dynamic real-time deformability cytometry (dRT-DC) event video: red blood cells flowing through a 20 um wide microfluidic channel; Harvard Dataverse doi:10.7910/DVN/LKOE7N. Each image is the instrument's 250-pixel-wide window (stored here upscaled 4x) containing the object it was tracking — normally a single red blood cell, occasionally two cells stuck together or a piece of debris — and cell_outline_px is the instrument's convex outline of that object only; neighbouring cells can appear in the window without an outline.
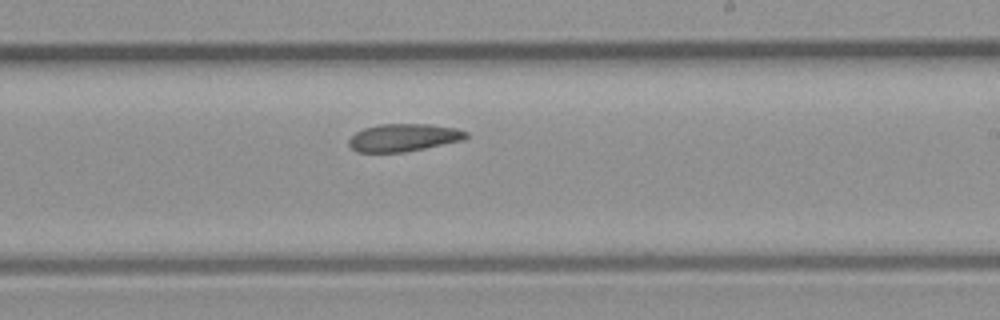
{"species": "common noctule bat (a hibernating species)", "species_latin": "Nyctalus noctula", "temperature_condition": "room temperature", "stored_images_in_passage": 19, "camera_frame_rate_fps": 3000, "um_per_image_px": 0.085, "animal": {"sex": "male", "body_mass_g": 23.1, "forearm_length_mm": 52.7}, "frame": {"image": 1, "passage_image": 14, "time_ms": 4.333, "image_size_px": [1000, 320], "cell_outline_px": [[468, 136], [464, 140], [404, 152], [356, 152], [348, 144], [348, 140], [356, 132], [364, 128], [380, 124], [428, 124], [456, 128], [468, 132]], "centroid_in_image_um": [34.31, 11.69], "position_along_channel_um": 254.7, "area_um2": 18.84}}
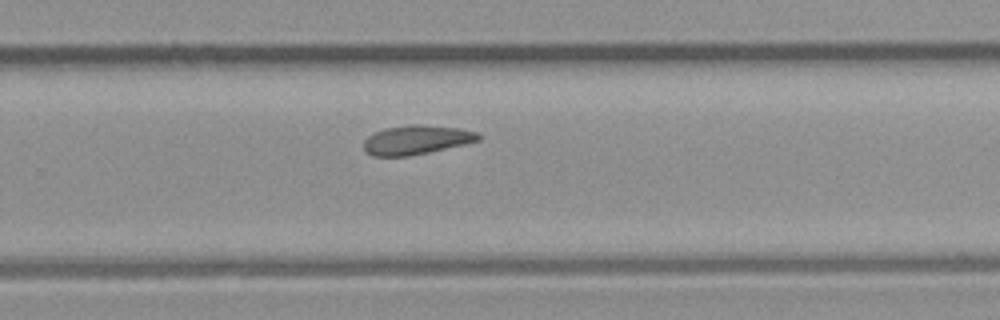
{"frame": {"image": 2, "passage_image": 16, "time_ms": 5.0, "image_size_px": [1000, 320], "cell_outline_px": [[480, 140], [464, 144], [428, 152], [408, 156], [372, 156], [364, 148], [364, 140], [368, 136], [376, 132], [388, 128], [408, 124], [420, 124], [456, 128], [476, 132], [480, 136]], "centroid_in_image_um": [35.38, 11.89], "position_along_channel_um": 294.4, "area_um2": 19.13}}